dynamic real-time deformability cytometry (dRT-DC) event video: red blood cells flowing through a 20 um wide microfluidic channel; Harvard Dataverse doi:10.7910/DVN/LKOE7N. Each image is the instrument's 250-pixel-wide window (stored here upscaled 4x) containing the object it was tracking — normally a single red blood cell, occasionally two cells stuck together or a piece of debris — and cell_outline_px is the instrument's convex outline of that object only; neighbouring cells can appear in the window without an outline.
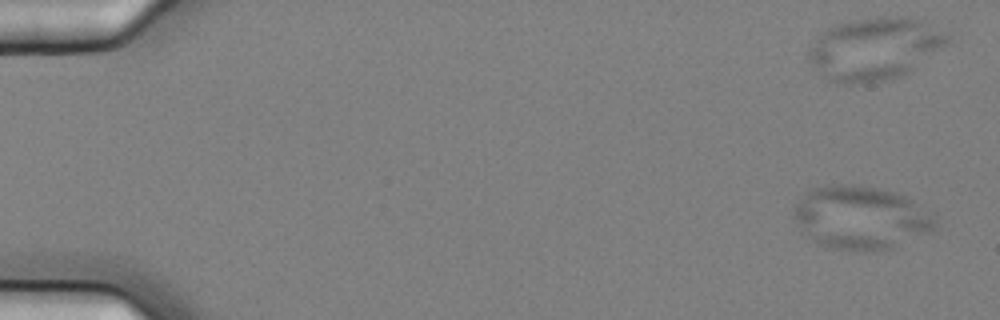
{"species": "common noctule bat (a hibernating species)", "species_latin": "Nyctalus noctula", "temperature_condition": "cold", "stored_images_in_passage": 5, "camera_frame_rate_fps": 3000, "um_per_image_px": 0.085, "animal": {"sex": "female", "body_mass_g": 25.1}, "frame": {"image": 1, "passage_image": 1, "time_ms": 0.0, "image_size_px": [1000, 320], "cell_outline_px": [[936, 216], [932, 232], [892, 248], [872, 252], [852, 252], [828, 248], [804, 236], [800, 232], [792, 216], [796, 204], [804, 192], [812, 188], [832, 184], [860, 184], [896, 192], [908, 196], [936, 212]], "centroid_in_image_um": [73.18, 18.51], "position_along_channel_um": 11.8, "area_um2": 53.81}}